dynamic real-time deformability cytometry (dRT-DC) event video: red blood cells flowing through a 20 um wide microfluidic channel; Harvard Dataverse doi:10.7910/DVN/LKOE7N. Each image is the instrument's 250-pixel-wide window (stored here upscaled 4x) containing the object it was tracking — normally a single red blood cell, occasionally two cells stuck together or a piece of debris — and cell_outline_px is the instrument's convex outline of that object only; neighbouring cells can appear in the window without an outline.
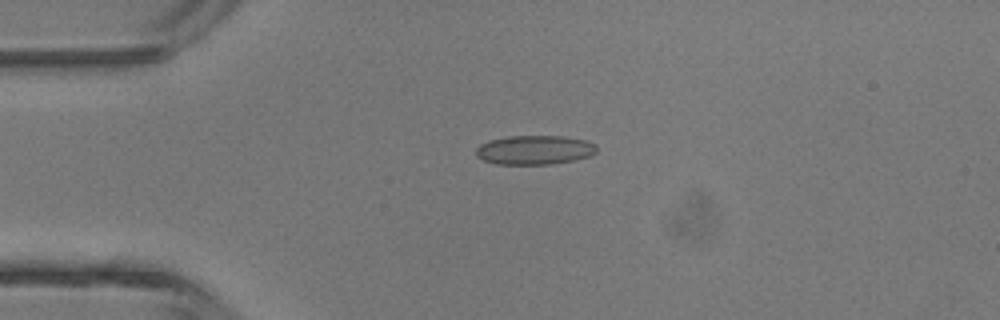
{"species": "common noctule bat (a hibernating species)", "species_latin": "Nyctalus noctula", "temperature_condition": "room temperature", "stored_images_in_passage": 4, "camera_frame_rate_fps": 3000, "um_per_image_px": 0.085, "animal": {"sex": "male", "body_mass_g": 13.3}, "frame": {"image": 1, "passage_image": 4, "time_ms": 3.333, "image_size_px": [1000, 320], "cell_outline_px": [[596, 152], [588, 156], [576, 160], [552, 164], [496, 164], [484, 160], [476, 156], [476, 148], [480, 144], [488, 140], [508, 136], [560, 136], [584, 140], [596, 144]], "centroid_in_image_um": [45.41, 12.75], "position_along_channel_um": 39.6, "area_um2": 20.52}}